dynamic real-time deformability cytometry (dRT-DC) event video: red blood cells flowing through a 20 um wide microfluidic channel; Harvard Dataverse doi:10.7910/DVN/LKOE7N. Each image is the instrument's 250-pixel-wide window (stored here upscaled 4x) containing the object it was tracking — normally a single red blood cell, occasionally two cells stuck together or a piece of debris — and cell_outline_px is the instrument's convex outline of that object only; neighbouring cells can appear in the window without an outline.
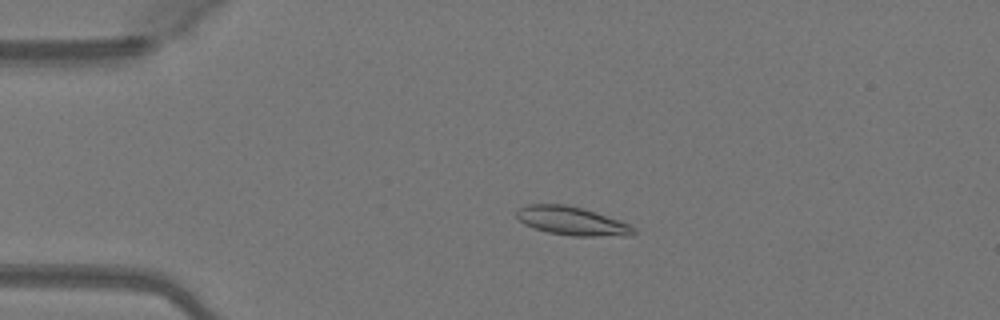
{"species": "Egyptian fruit bat (a non-hibernating species)", "species_latin": "Rousettus aegyptiacus", "temperature_condition": "warm", "stored_images_in_passage": 49, "camera_frame_rate_fps": 3000, "um_per_image_px": 0.085, "animal": {"sex": "female"}, "frame": {"image": 1, "passage_image": 10, "time_ms": 3.0, "image_size_px": [1000, 320], "cell_outline_px": [[636, 232], [632, 236], [572, 236], [548, 232], [524, 224], [516, 216], [516, 212], [520, 208], [528, 204], [564, 204], [584, 208], [620, 220], [636, 228]], "centroid_in_image_um": [48.66, 18.78], "position_along_channel_um": 36.3, "area_um2": 19.54}}
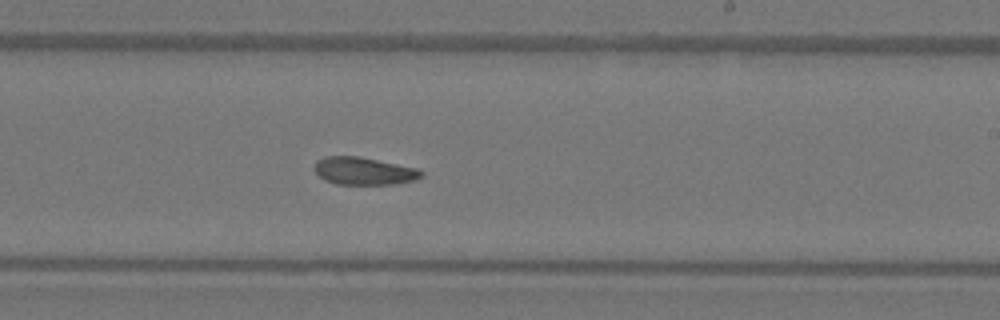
{"frame": {"image": 2, "passage_image": 29, "time_ms": 9.333, "image_size_px": [1000, 320], "cell_outline_px": [[424, 176], [416, 180], [396, 184], [336, 184], [324, 180], [312, 168], [316, 160], [324, 156], [360, 156], [420, 168], [424, 172]], "centroid_in_image_um": [30.96, 14.53], "position_along_channel_um": 258.0, "area_um2": 17.63}}
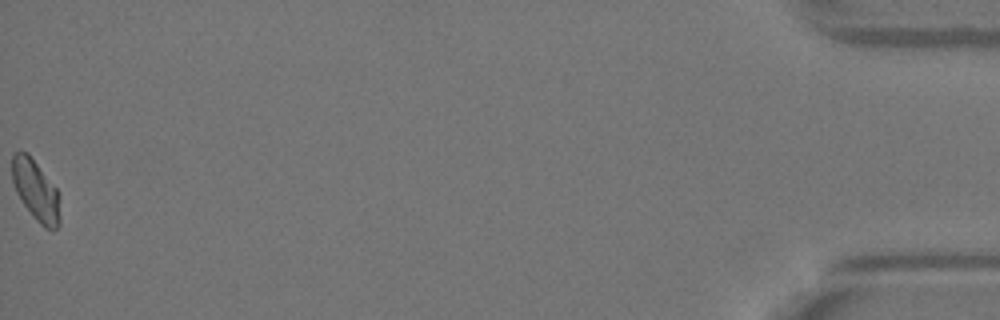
{"frame": {"image": 3, "passage_image": 49, "time_ms": 16.0, "image_size_px": [1000, 320], "cell_outline_px": [[60, 224], [56, 228], [44, 228], [36, 220], [24, 204], [16, 192], [12, 180], [12, 152], [28, 152], [56, 188], [60, 196]], "centroid_in_image_um": [3.05, 16.17], "position_along_channel_um": 432.1, "area_um2": 16.94}, "authors_computed_cell_mechanics": {"area_um2": 17.7446, "velocity_mm_per_s": 4.1004, "shape_relaxation_time_tau1_ms": 7.8378, "shape_relaxation_time_tau2_ms": 8.7118, "deformation_change_tau1": 0.1759, "deformation_change_tau2": 0.1449}}